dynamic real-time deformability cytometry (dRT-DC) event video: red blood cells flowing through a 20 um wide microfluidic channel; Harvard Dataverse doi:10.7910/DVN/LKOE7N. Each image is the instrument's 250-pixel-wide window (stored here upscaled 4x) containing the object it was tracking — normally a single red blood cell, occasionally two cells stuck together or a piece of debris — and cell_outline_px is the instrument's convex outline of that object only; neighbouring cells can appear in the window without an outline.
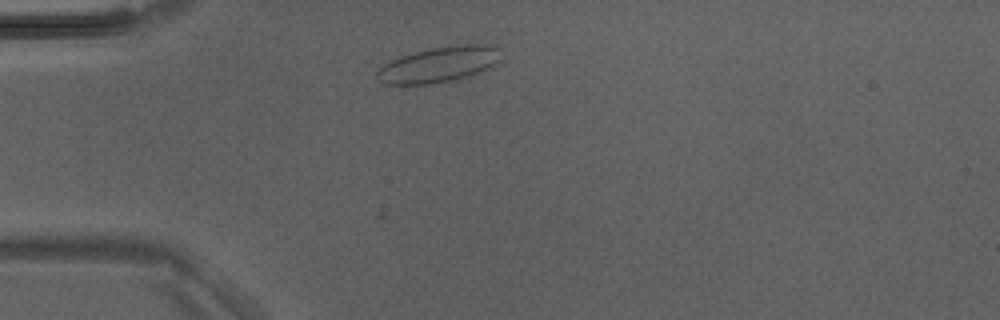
{"species": "Egyptian fruit bat (a non-hibernating species)", "species_latin": "Rousettus aegyptiacus", "temperature_condition": "room temperature", "stored_images_in_passage": 2, "camera_frame_rate_fps": 3000, "um_per_image_px": 0.085, "animal": {"sex": "male"}, "frame": {"image": 1, "passage_image": 1, "time_ms": 0.0, "image_size_px": [1000, 320], "cell_outline_px": [[500, 60], [496, 64], [480, 72], [468, 76], [428, 84], [384, 84], [376, 76], [376, 72], [384, 64], [392, 60], [416, 52], [432, 48], [464, 44], [492, 44], [500, 48]], "centroid_in_image_um": [37.36, 5.47], "position_along_channel_um": 47.6, "area_um2": 25.32}}